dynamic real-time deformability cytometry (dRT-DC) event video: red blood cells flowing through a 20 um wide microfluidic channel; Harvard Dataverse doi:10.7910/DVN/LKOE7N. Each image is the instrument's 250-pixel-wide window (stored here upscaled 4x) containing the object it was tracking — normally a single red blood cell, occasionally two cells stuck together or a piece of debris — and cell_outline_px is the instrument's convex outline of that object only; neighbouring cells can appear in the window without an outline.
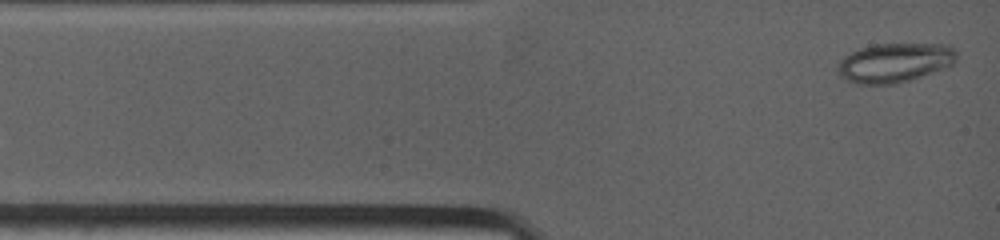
{"species": "common noctule bat (a hibernating species)", "species_latin": "Nyctalus noctula", "temperature_condition": "warm", "stored_images_in_passage": 8, "camera_frame_rate_fps": 4500, "um_per_image_px": 0.085, "animal": {"sex": "female", "body_mass_g": 19.0, "forearm_length_mm": 53.3}, "frame": {"image": 1, "passage_image": 1, "time_ms": 0.0, "image_size_px": [1000, 240], "cell_outline_px": [[956, 56], [952, 64], [908, 80], [896, 84], [856, 84], [840, 76], [836, 64], [844, 56], [860, 48], [876, 44], [948, 44], [956, 48]], "centroid_in_image_um": [76.01, 5.31], "position_along_channel_um": 9.0, "area_um2": 26.93}}